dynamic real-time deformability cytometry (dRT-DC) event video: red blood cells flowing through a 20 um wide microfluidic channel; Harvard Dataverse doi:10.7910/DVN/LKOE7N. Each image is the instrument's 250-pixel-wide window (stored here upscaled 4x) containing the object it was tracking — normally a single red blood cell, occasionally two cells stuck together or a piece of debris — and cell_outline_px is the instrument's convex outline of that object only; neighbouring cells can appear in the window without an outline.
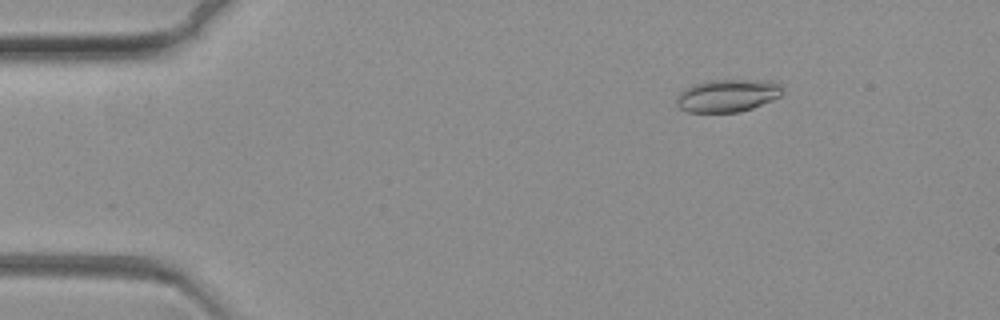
{"species": "common noctule bat (a hibernating species)", "species_latin": "Nyctalus noctula", "temperature_condition": "warm", "stored_images_in_passage": 72, "camera_frame_rate_fps": 3000, "um_per_image_px": 0.085, "animal": {"sex": "female", "body_mass_g": 19.3, "forearm_length_mm": 54.1}, "frame": {"image": 1, "passage_image": 11, "time_ms": 3.333, "image_size_px": [1000, 320], "cell_outline_px": [[784, 92], [780, 96], [772, 100], [752, 108], [740, 112], [688, 112], [680, 108], [676, 104], [676, 96], [680, 92], [696, 84], [712, 80], [772, 80], [780, 84]], "centroid_in_image_um": [61.87, 8.12], "position_along_channel_um": 23.1, "area_um2": 20.11}}
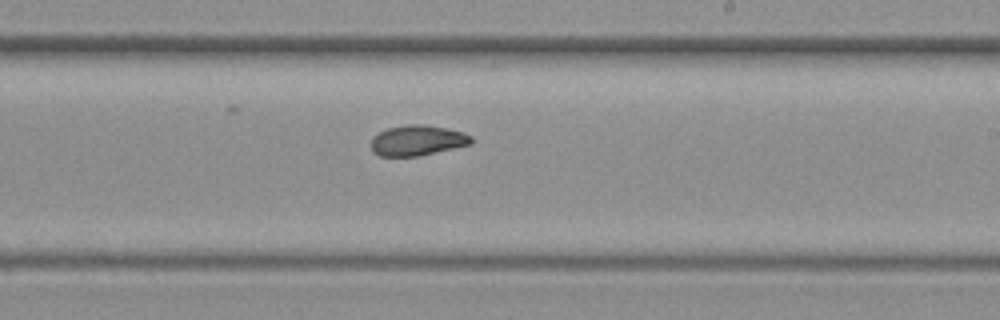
{"frame": {"image": 2, "passage_image": 43, "time_ms": 14.0, "image_size_px": [1000, 320], "cell_outline_px": [[472, 144], [420, 156], [380, 156], [372, 152], [372, 136], [388, 128], [408, 124], [424, 124], [464, 132], [472, 136]], "centroid_in_image_um": [35.49, 11.94], "position_along_channel_um": 253.5, "area_um2": 17.8}}
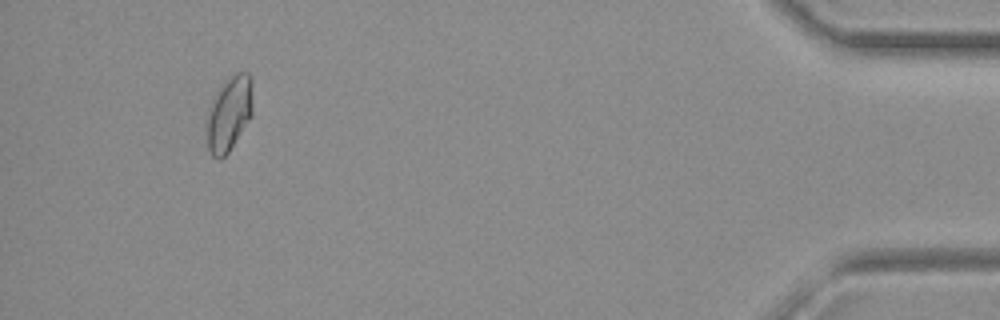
{"frame": {"image": 3, "passage_image": 67, "time_ms": 22.0, "image_size_px": [1000, 320], "cell_outline_px": [[252, 116], [228, 152], [220, 160], [216, 160], [212, 156], [208, 148], [204, 124], [204, 120], [212, 96], [228, 76], [232, 72], [248, 72], [252, 76]], "centroid_in_image_um": [19.43, 9.63], "position_along_channel_um": 415.8, "area_um2": 20.98}}